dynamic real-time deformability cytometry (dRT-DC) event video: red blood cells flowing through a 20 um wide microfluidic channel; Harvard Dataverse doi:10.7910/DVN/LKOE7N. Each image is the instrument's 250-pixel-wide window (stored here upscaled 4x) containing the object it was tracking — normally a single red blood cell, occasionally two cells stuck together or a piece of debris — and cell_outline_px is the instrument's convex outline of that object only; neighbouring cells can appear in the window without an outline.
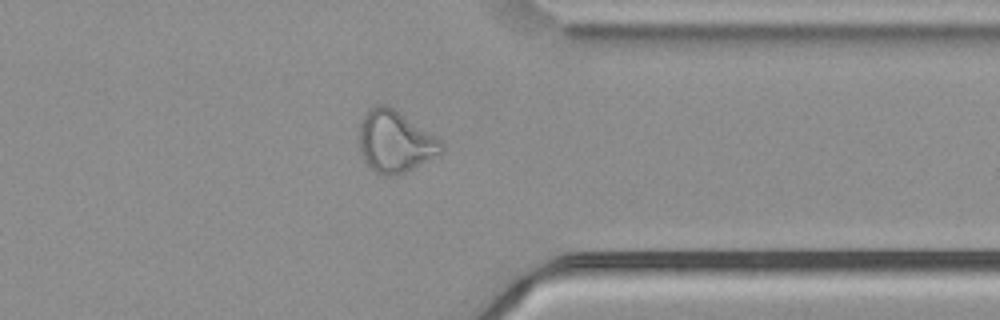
{"species": "common noctule bat (a hibernating species)", "species_latin": "Nyctalus noctula", "temperature_condition": "cold", "stored_images_in_passage": 42, "camera_frame_rate_fps": 3000, "um_per_image_px": 0.085, "animal": {"sex": "male", "body_mass_g": 21.5, "forearm_length_mm": 52.0}, "frame": {"image": 1, "passage_image": 30, "time_ms": 9.667, "image_size_px": [1000, 320], "cell_outline_px": [[444, 152], [404, 172], [392, 176], [380, 176], [368, 168], [360, 152], [360, 124], [368, 108], [376, 104], [384, 104], [392, 108], [444, 140]], "centroid_in_image_um": [33.59, 12.05], "position_along_channel_um": 377.8, "area_um2": 29.77}, "authors_computed_cell_mechanics": {"area_um2": 29.5358, "velocity_mm_per_s": 3.7489, "shape_relaxation_time_tau1_ms": null, "shape_relaxation_time_tau2_ms": 2.2419, "deformation_change_tau1": null, "deformation_change_tau2": 0.1075}}